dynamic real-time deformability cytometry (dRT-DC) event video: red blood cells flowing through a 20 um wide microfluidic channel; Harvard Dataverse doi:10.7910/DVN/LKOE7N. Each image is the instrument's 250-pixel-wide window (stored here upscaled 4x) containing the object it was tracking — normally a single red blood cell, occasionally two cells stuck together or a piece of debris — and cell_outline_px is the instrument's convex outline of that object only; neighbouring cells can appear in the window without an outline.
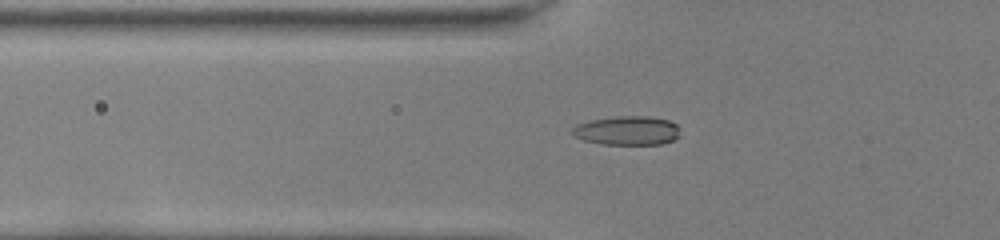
{"species": "common noctule bat (a hibernating species)", "species_latin": "Nyctalus noctula", "temperature_condition": "room temperature", "stored_images_in_passage": 44, "camera_frame_rate_fps": 3000, "um_per_image_px": 0.085, "animal": {"sex": "female", "body_mass_g": 22.0, "forearm_length_mm": 56.7}, "frame": {"image": 1, "passage_image": 12, "time_ms": 3.667, "image_size_px": [1000, 240], "cell_outline_px": [[680, 136], [672, 140], [660, 144], [600, 144], [584, 140], [572, 136], [572, 128], [576, 124], [592, 120], [616, 116], [648, 116], [668, 120], [676, 124], [680, 128]], "centroid_in_image_um": [53.31, 11.1], "position_along_channel_um": 72.5, "area_um2": 18.32}}
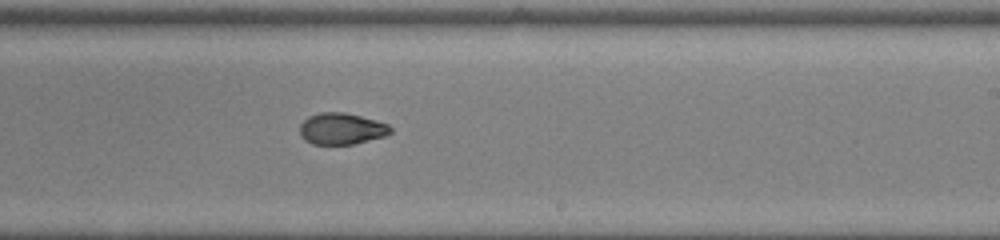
{"frame": {"image": 2, "passage_image": 26, "time_ms": 8.333, "image_size_px": [1000, 240], "cell_outline_px": [[392, 132], [384, 136], [352, 144], [312, 144], [304, 140], [300, 136], [300, 124], [308, 116], [320, 112], [344, 112], [376, 120], [388, 124], [392, 128]], "centroid_in_image_um": [29.01, 10.94], "position_along_channel_um": 260.0, "area_um2": 16.65}}
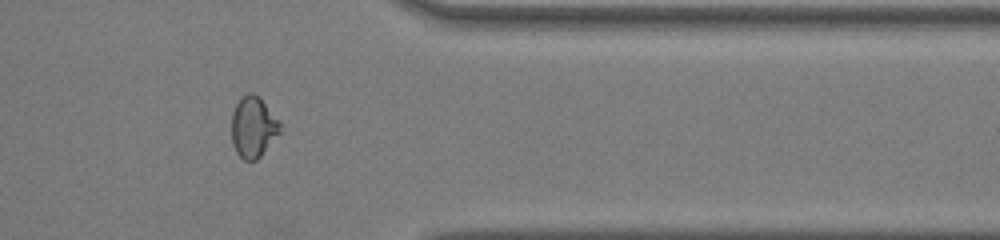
{"frame": {"image": 3, "passage_image": 36, "time_ms": 11.667, "image_size_px": [1000, 240], "cell_outline_px": [[280, 132], [260, 156], [256, 160], [244, 160], [236, 152], [232, 144], [232, 112], [236, 104], [248, 92], [252, 92], [280, 120]], "centroid_in_image_um": [21.51, 10.82], "position_along_channel_um": 389.9, "area_um2": 16.82}, "authors_computed_cell_mechanics": {"area_um2": 16.9354, "velocity_mm_per_s": 4.0668, "shape_relaxation_time_tau1_ms": null, "shape_relaxation_time_tau2_ms": 1.7543, "deformation_change_tau1": null, "deformation_change_tau2": 0.0547}}